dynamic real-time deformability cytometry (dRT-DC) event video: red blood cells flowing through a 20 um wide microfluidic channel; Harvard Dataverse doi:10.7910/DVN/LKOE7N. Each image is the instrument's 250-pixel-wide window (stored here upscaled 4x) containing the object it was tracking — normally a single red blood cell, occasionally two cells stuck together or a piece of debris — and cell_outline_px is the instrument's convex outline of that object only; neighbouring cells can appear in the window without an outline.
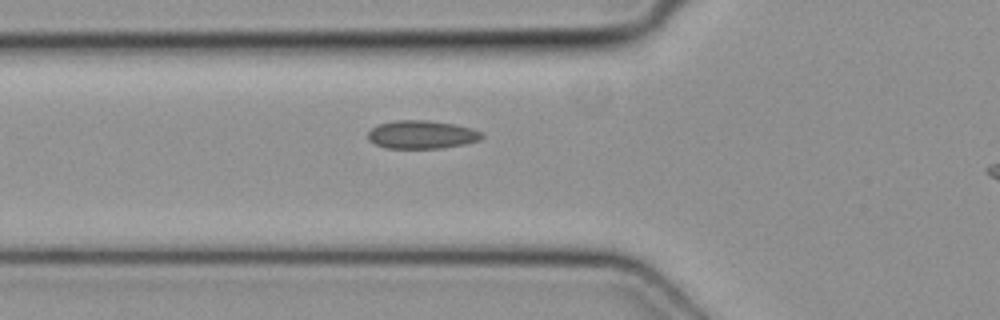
{"species": "common noctule bat (a hibernating species)", "species_latin": "Nyctalus noctula", "temperature_condition": "cold", "stored_images_in_passage": 4, "segment_of_instrument_passage": [1, 2], "camera_frame_rate_fps": 3000, "um_per_image_px": 0.085, "animal": {"sex": "female", "body_mass_g": 19.3, "forearm_length_mm": 54.1}, "frame": {"image": 1, "passage_image": 3, "time_ms": 0.667, "image_size_px": [1000, 320], "cell_outline_px": [[484, 136], [480, 140], [464, 144], [444, 148], [384, 148], [368, 140], [368, 132], [372, 128], [380, 124], [396, 120], [424, 120], [452, 124], [472, 128], [484, 132]], "centroid_in_image_um": [35.87, 11.45], "position_along_channel_um": 89.9, "area_um2": 18.73}}